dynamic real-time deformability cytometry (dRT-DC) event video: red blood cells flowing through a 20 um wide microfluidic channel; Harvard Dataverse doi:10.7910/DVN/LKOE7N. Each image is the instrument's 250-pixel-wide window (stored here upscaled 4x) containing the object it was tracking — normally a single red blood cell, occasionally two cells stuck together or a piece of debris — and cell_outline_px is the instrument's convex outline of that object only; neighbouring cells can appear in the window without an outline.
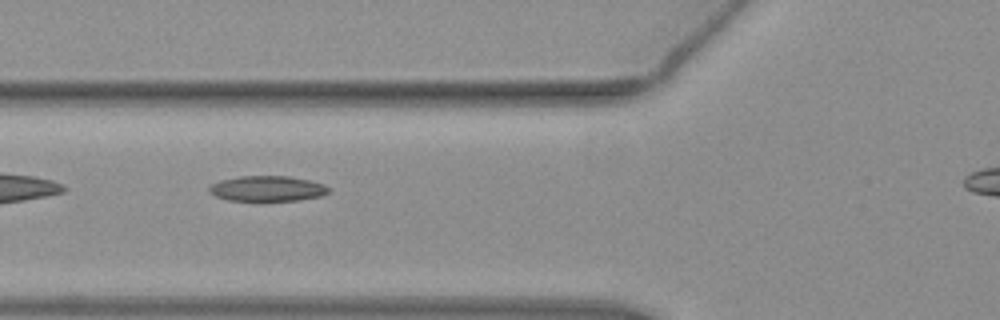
{"species": "common noctule bat (a hibernating species)", "species_latin": "Nyctalus noctula", "temperature_condition": "warm", "stored_images_in_passage": 23, "camera_frame_rate_fps": 3000, "um_per_image_px": 0.085, "animal": {"sex": "female", "body_mass_g": 19.3, "forearm_length_mm": 54.1}, "frame": {"image": 1, "passage_image": 4, "time_ms": 1.0, "image_size_px": [1000, 320], "cell_outline_px": [[328, 192], [320, 196], [300, 200], [228, 200], [216, 196], [208, 192], [208, 188], [212, 184], [220, 180], [240, 176], [288, 176], [308, 180], [324, 184], [328, 188]], "centroid_in_image_um": [22.69, 16.02], "position_along_channel_um": 103.1, "area_um2": 17.46}}
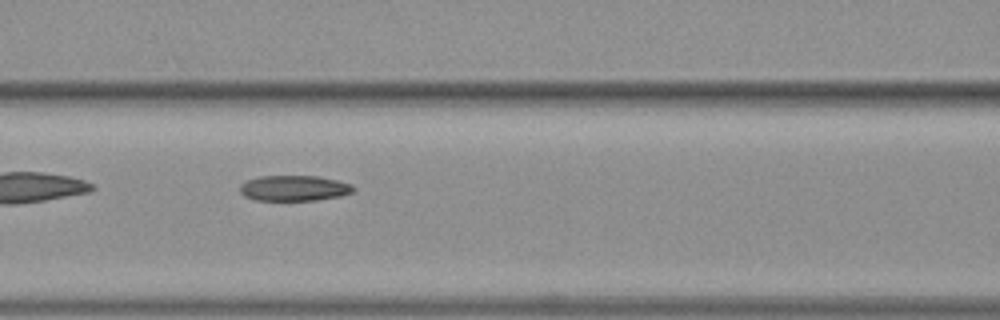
{"frame": {"image": 2, "passage_image": 7, "time_ms": 2.0, "image_size_px": [1000, 320], "cell_outline_px": [[356, 188], [352, 192], [340, 196], [316, 200], [256, 200], [244, 196], [240, 192], [240, 184], [248, 180], [260, 176], [316, 176], [336, 180], [352, 184]], "centroid_in_image_um": [25.0, 15.99], "position_along_channel_um": 141.6, "area_um2": 16.82}}